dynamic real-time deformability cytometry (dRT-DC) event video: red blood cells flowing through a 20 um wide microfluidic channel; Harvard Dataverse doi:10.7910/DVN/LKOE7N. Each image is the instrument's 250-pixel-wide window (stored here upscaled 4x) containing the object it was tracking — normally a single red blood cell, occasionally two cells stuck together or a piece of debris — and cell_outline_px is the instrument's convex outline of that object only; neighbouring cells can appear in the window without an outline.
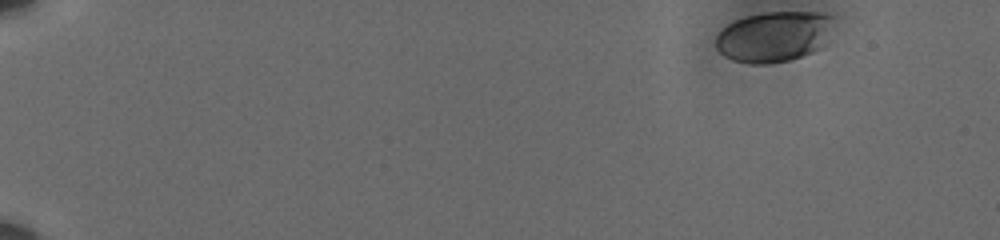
{"species": "human", "species_latin": "Homo sapiens", "temperature_condition": "cold", "stored_images_in_passage": 50, "camera_frame_rate_fps": 3000, "um_per_image_px": 0.085, "donor": {"sex": "male"}, "frame": {"image": 1, "passage_image": 1, "time_ms": 0.0, "image_size_px": [1000, 240], "cell_outline_px": [[836, 16], [820, 48], [812, 52], [788, 60], [768, 64], [748, 64], [732, 60], [724, 56], [716, 48], [716, 36], [728, 24], [736, 20], [748, 16], [764, 12], [820, 12]], "centroid_in_image_um": [65.76, 3.11], "position_along_channel_um": 19.2, "area_um2": 34.51}}
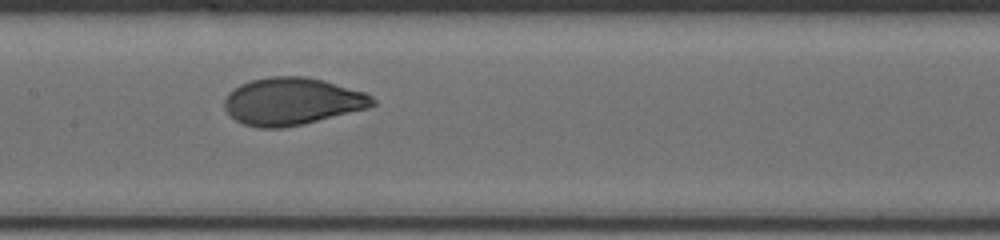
{"frame": {"image": 2, "passage_image": 28, "time_ms": 9.0, "image_size_px": [1000, 240], "cell_outline_px": [[376, 104], [368, 108], [304, 124], [280, 128], [260, 128], [244, 124], [236, 120], [224, 108], [224, 100], [228, 92], [232, 88], [240, 84], [252, 80], [268, 76], [304, 76], [324, 80], [364, 92], [372, 96], [376, 100]], "centroid_in_image_um": [24.82, 8.61], "position_along_channel_um": 182.6, "area_um2": 40.98}}
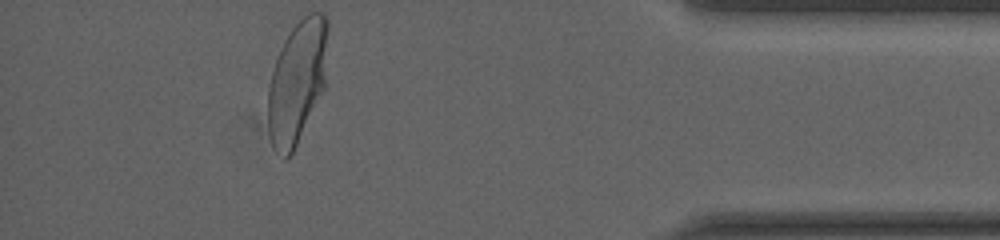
{"frame": {"image": 3, "passage_image": 50, "time_ms": 16.333, "image_size_px": [1000, 240], "cell_outline_px": [[328, 28], [324, 88], [292, 156], [284, 160], [272, 144], [268, 128], [268, 88], [272, 72], [280, 48], [284, 40], [292, 28], [308, 12], [324, 12], [328, 16]], "centroid_in_image_um": [25.26, 6.95], "position_along_channel_um": 409.9, "area_um2": 43.0}, "authors_computed_cell_mechanics": {"area_um2": 40.3444, "velocity_mm_per_s": 3.5898, "shape_relaxation_time_tau1_ms": 4.031, "shape_relaxation_time_tau2_ms": null, "deformation_change_tau1": 0.1795, "deformation_change_tau2": null}}